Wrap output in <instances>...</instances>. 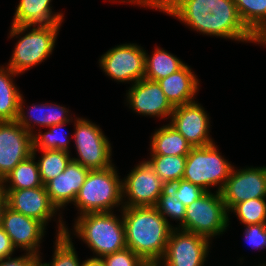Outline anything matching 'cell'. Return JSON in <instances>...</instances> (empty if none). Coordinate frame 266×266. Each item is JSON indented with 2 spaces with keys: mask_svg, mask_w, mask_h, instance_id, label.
<instances>
[{
  "mask_svg": "<svg viewBox=\"0 0 266 266\" xmlns=\"http://www.w3.org/2000/svg\"><path fill=\"white\" fill-rule=\"evenodd\" d=\"M7 207V198L5 194L0 192V227L2 226L3 214Z\"/></svg>",
  "mask_w": 266,
  "mask_h": 266,
  "instance_id": "obj_38",
  "label": "cell"
},
{
  "mask_svg": "<svg viewBox=\"0 0 266 266\" xmlns=\"http://www.w3.org/2000/svg\"><path fill=\"white\" fill-rule=\"evenodd\" d=\"M241 21L256 36L266 27V0H232Z\"/></svg>",
  "mask_w": 266,
  "mask_h": 266,
  "instance_id": "obj_28",
  "label": "cell"
},
{
  "mask_svg": "<svg viewBox=\"0 0 266 266\" xmlns=\"http://www.w3.org/2000/svg\"><path fill=\"white\" fill-rule=\"evenodd\" d=\"M230 219L220 192L210 191L186 206L185 220L178 228L212 242L227 231Z\"/></svg>",
  "mask_w": 266,
  "mask_h": 266,
  "instance_id": "obj_7",
  "label": "cell"
},
{
  "mask_svg": "<svg viewBox=\"0 0 266 266\" xmlns=\"http://www.w3.org/2000/svg\"><path fill=\"white\" fill-rule=\"evenodd\" d=\"M32 134L16 120L0 121V181L32 155Z\"/></svg>",
  "mask_w": 266,
  "mask_h": 266,
  "instance_id": "obj_16",
  "label": "cell"
},
{
  "mask_svg": "<svg viewBox=\"0 0 266 266\" xmlns=\"http://www.w3.org/2000/svg\"><path fill=\"white\" fill-rule=\"evenodd\" d=\"M150 155L187 156L192 146L170 123L157 128L150 137Z\"/></svg>",
  "mask_w": 266,
  "mask_h": 266,
  "instance_id": "obj_22",
  "label": "cell"
},
{
  "mask_svg": "<svg viewBox=\"0 0 266 266\" xmlns=\"http://www.w3.org/2000/svg\"><path fill=\"white\" fill-rule=\"evenodd\" d=\"M38 162L32 154L21 161L1 181V190H18L42 187Z\"/></svg>",
  "mask_w": 266,
  "mask_h": 266,
  "instance_id": "obj_24",
  "label": "cell"
},
{
  "mask_svg": "<svg viewBox=\"0 0 266 266\" xmlns=\"http://www.w3.org/2000/svg\"><path fill=\"white\" fill-rule=\"evenodd\" d=\"M89 171L71 160L64 172L44 185L52 204L61 214L67 205L74 203Z\"/></svg>",
  "mask_w": 266,
  "mask_h": 266,
  "instance_id": "obj_18",
  "label": "cell"
},
{
  "mask_svg": "<svg viewBox=\"0 0 266 266\" xmlns=\"http://www.w3.org/2000/svg\"><path fill=\"white\" fill-rule=\"evenodd\" d=\"M168 187L174 192L176 198L186 207L201 197L206 191L198 185L181 179Z\"/></svg>",
  "mask_w": 266,
  "mask_h": 266,
  "instance_id": "obj_33",
  "label": "cell"
},
{
  "mask_svg": "<svg viewBox=\"0 0 266 266\" xmlns=\"http://www.w3.org/2000/svg\"><path fill=\"white\" fill-rule=\"evenodd\" d=\"M155 9L177 18L199 34L255 44L232 0H109ZM116 1V2H114Z\"/></svg>",
  "mask_w": 266,
  "mask_h": 266,
  "instance_id": "obj_1",
  "label": "cell"
},
{
  "mask_svg": "<svg viewBox=\"0 0 266 266\" xmlns=\"http://www.w3.org/2000/svg\"><path fill=\"white\" fill-rule=\"evenodd\" d=\"M83 266H105L101 259L86 258Z\"/></svg>",
  "mask_w": 266,
  "mask_h": 266,
  "instance_id": "obj_40",
  "label": "cell"
},
{
  "mask_svg": "<svg viewBox=\"0 0 266 266\" xmlns=\"http://www.w3.org/2000/svg\"><path fill=\"white\" fill-rule=\"evenodd\" d=\"M145 53L137 43H125L107 50L98 60L99 67L110 79L134 84L144 78Z\"/></svg>",
  "mask_w": 266,
  "mask_h": 266,
  "instance_id": "obj_9",
  "label": "cell"
},
{
  "mask_svg": "<svg viewBox=\"0 0 266 266\" xmlns=\"http://www.w3.org/2000/svg\"><path fill=\"white\" fill-rule=\"evenodd\" d=\"M39 255L24 252L18 257H5L0 260V266H39Z\"/></svg>",
  "mask_w": 266,
  "mask_h": 266,
  "instance_id": "obj_36",
  "label": "cell"
},
{
  "mask_svg": "<svg viewBox=\"0 0 266 266\" xmlns=\"http://www.w3.org/2000/svg\"><path fill=\"white\" fill-rule=\"evenodd\" d=\"M127 248L147 264H157L163 257L171 226L155 207H123Z\"/></svg>",
  "mask_w": 266,
  "mask_h": 266,
  "instance_id": "obj_2",
  "label": "cell"
},
{
  "mask_svg": "<svg viewBox=\"0 0 266 266\" xmlns=\"http://www.w3.org/2000/svg\"><path fill=\"white\" fill-rule=\"evenodd\" d=\"M149 157L146 160L166 186L183 178L186 156L150 155Z\"/></svg>",
  "mask_w": 266,
  "mask_h": 266,
  "instance_id": "obj_27",
  "label": "cell"
},
{
  "mask_svg": "<svg viewBox=\"0 0 266 266\" xmlns=\"http://www.w3.org/2000/svg\"><path fill=\"white\" fill-rule=\"evenodd\" d=\"M220 194L228 213L241 202L266 198V166L242 169L234 166Z\"/></svg>",
  "mask_w": 266,
  "mask_h": 266,
  "instance_id": "obj_13",
  "label": "cell"
},
{
  "mask_svg": "<svg viewBox=\"0 0 266 266\" xmlns=\"http://www.w3.org/2000/svg\"><path fill=\"white\" fill-rule=\"evenodd\" d=\"M243 237L255 250L266 249V224L246 225Z\"/></svg>",
  "mask_w": 266,
  "mask_h": 266,
  "instance_id": "obj_35",
  "label": "cell"
},
{
  "mask_svg": "<svg viewBox=\"0 0 266 266\" xmlns=\"http://www.w3.org/2000/svg\"><path fill=\"white\" fill-rule=\"evenodd\" d=\"M15 249L39 255L46 227L38 220L27 217L6 207L2 226Z\"/></svg>",
  "mask_w": 266,
  "mask_h": 266,
  "instance_id": "obj_17",
  "label": "cell"
},
{
  "mask_svg": "<svg viewBox=\"0 0 266 266\" xmlns=\"http://www.w3.org/2000/svg\"><path fill=\"white\" fill-rule=\"evenodd\" d=\"M221 155L216 143L192 147L186 156L183 178L206 192L215 187L220 192L234 167Z\"/></svg>",
  "mask_w": 266,
  "mask_h": 266,
  "instance_id": "obj_6",
  "label": "cell"
},
{
  "mask_svg": "<svg viewBox=\"0 0 266 266\" xmlns=\"http://www.w3.org/2000/svg\"><path fill=\"white\" fill-rule=\"evenodd\" d=\"M7 198V206L16 212L27 217L40 221L46 228L51 220L57 219V235L65 234L67 225L63 216L52 204L45 186L18 189V190H1ZM58 213V215H57Z\"/></svg>",
  "mask_w": 266,
  "mask_h": 266,
  "instance_id": "obj_11",
  "label": "cell"
},
{
  "mask_svg": "<svg viewBox=\"0 0 266 266\" xmlns=\"http://www.w3.org/2000/svg\"><path fill=\"white\" fill-rule=\"evenodd\" d=\"M25 99L22 94L19 102V111L16 121L29 133L34 134L36 126L48 128L64 122H74L69 107L56 103H40L25 107ZM29 109V110H27ZM36 125V126H35ZM35 127V128H34Z\"/></svg>",
  "mask_w": 266,
  "mask_h": 266,
  "instance_id": "obj_19",
  "label": "cell"
},
{
  "mask_svg": "<svg viewBox=\"0 0 266 266\" xmlns=\"http://www.w3.org/2000/svg\"><path fill=\"white\" fill-rule=\"evenodd\" d=\"M61 26L62 24L48 26L11 24L8 38L16 37L18 40L6 66L18 75H23L27 70L45 62L54 51Z\"/></svg>",
  "mask_w": 266,
  "mask_h": 266,
  "instance_id": "obj_4",
  "label": "cell"
},
{
  "mask_svg": "<svg viewBox=\"0 0 266 266\" xmlns=\"http://www.w3.org/2000/svg\"><path fill=\"white\" fill-rule=\"evenodd\" d=\"M155 208L171 226L172 223H170L169 219L176 223L179 221L178 225H175L176 228L185 220L186 207L176 198L174 192L168 186L159 196Z\"/></svg>",
  "mask_w": 266,
  "mask_h": 266,
  "instance_id": "obj_32",
  "label": "cell"
},
{
  "mask_svg": "<svg viewBox=\"0 0 266 266\" xmlns=\"http://www.w3.org/2000/svg\"><path fill=\"white\" fill-rule=\"evenodd\" d=\"M54 253L51 262H42V255L39 256V266H83L84 260L80 262L78 253L76 252L73 237L71 235L62 234L55 235Z\"/></svg>",
  "mask_w": 266,
  "mask_h": 266,
  "instance_id": "obj_30",
  "label": "cell"
},
{
  "mask_svg": "<svg viewBox=\"0 0 266 266\" xmlns=\"http://www.w3.org/2000/svg\"><path fill=\"white\" fill-rule=\"evenodd\" d=\"M257 266H266V261L264 262V263H260L259 265H257Z\"/></svg>",
  "mask_w": 266,
  "mask_h": 266,
  "instance_id": "obj_41",
  "label": "cell"
},
{
  "mask_svg": "<svg viewBox=\"0 0 266 266\" xmlns=\"http://www.w3.org/2000/svg\"><path fill=\"white\" fill-rule=\"evenodd\" d=\"M126 90V105L136 114L170 119L174 107L167 100L163 90L157 81L141 79L130 84Z\"/></svg>",
  "mask_w": 266,
  "mask_h": 266,
  "instance_id": "obj_15",
  "label": "cell"
},
{
  "mask_svg": "<svg viewBox=\"0 0 266 266\" xmlns=\"http://www.w3.org/2000/svg\"><path fill=\"white\" fill-rule=\"evenodd\" d=\"M118 212L119 216L114 211L79 215L74 219L73 229L67 226L65 234L83 241L94 255L90 258L101 259L127 247L122 212Z\"/></svg>",
  "mask_w": 266,
  "mask_h": 266,
  "instance_id": "obj_3",
  "label": "cell"
},
{
  "mask_svg": "<svg viewBox=\"0 0 266 266\" xmlns=\"http://www.w3.org/2000/svg\"><path fill=\"white\" fill-rule=\"evenodd\" d=\"M41 152V156L37 158V153ZM32 154L35 159H38L40 178L45 185L55 177L59 176L66 169L69 162L72 160V153L64 150H43L33 149Z\"/></svg>",
  "mask_w": 266,
  "mask_h": 266,
  "instance_id": "obj_26",
  "label": "cell"
},
{
  "mask_svg": "<svg viewBox=\"0 0 266 266\" xmlns=\"http://www.w3.org/2000/svg\"><path fill=\"white\" fill-rule=\"evenodd\" d=\"M168 122L185 137L192 147L215 143L210 135V116L197 99L174 107Z\"/></svg>",
  "mask_w": 266,
  "mask_h": 266,
  "instance_id": "obj_14",
  "label": "cell"
},
{
  "mask_svg": "<svg viewBox=\"0 0 266 266\" xmlns=\"http://www.w3.org/2000/svg\"><path fill=\"white\" fill-rule=\"evenodd\" d=\"M117 166L101 170H90L84 184L73 203L78 216L91 212H110L121 210L122 179Z\"/></svg>",
  "mask_w": 266,
  "mask_h": 266,
  "instance_id": "obj_5",
  "label": "cell"
},
{
  "mask_svg": "<svg viewBox=\"0 0 266 266\" xmlns=\"http://www.w3.org/2000/svg\"><path fill=\"white\" fill-rule=\"evenodd\" d=\"M146 266H157V264H147Z\"/></svg>",
  "mask_w": 266,
  "mask_h": 266,
  "instance_id": "obj_42",
  "label": "cell"
},
{
  "mask_svg": "<svg viewBox=\"0 0 266 266\" xmlns=\"http://www.w3.org/2000/svg\"><path fill=\"white\" fill-rule=\"evenodd\" d=\"M255 44L266 46V27L255 36Z\"/></svg>",
  "mask_w": 266,
  "mask_h": 266,
  "instance_id": "obj_39",
  "label": "cell"
},
{
  "mask_svg": "<svg viewBox=\"0 0 266 266\" xmlns=\"http://www.w3.org/2000/svg\"><path fill=\"white\" fill-rule=\"evenodd\" d=\"M184 63L179 57L169 51L156 46L152 54L145 53L144 78L158 81L181 69Z\"/></svg>",
  "mask_w": 266,
  "mask_h": 266,
  "instance_id": "obj_25",
  "label": "cell"
},
{
  "mask_svg": "<svg viewBox=\"0 0 266 266\" xmlns=\"http://www.w3.org/2000/svg\"><path fill=\"white\" fill-rule=\"evenodd\" d=\"M52 1L53 0H19L11 24L24 26L62 24L65 20L64 14L62 11H53Z\"/></svg>",
  "mask_w": 266,
  "mask_h": 266,
  "instance_id": "obj_21",
  "label": "cell"
},
{
  "mask_svg": "<svg viewBox=\"0 0 266 266\" xmlns=\"http://www.w3.org/2000/svg\"><path fill=\"white\" fill-rule=\"evenodd\" d=\"M15 250L10 237L5 233L4 229L0 227V260L5 257L13 256Z\"/></svg>",
  "mask_w": 266,
  "mask_h": 266,
  "instance_id": "obj_37",
  "label": "cell"
},
{
  "mask_svg": "<svg viewBox=\"0 0 266 266\" xmlns=\"http://www.w3.org/2000/svg\"><path fill=\"white\" fill-rule=\"evenodd\" d=\"M234 213L244 226L251 224H266V198L250 199L236 204L228 213Z\"/></svg>",
  "mask_w": 266,
  "mask_h": 266,
  "instance_id": "obj_31",
  "label": "cell"
},
{
  "mask_svg": "<svg viewBox=\"0 0 266 266\" xmlns=\"http://www.w3.org/2000/svg\"><path fill=\"white\" fill-rule=\"evenodd\" d=\"M72 122H64L61 124H56L51 127H48L47 132L42 133L39 129L34 130L32 135L33 149H43V150H64L71 153L70 142L72 135L66 133L65 125ZM37 131V132H36Z\"/></svg>",
  "mask_w": 266,
  "mask_h": 266,
  "instance_id": "obj_29",
  "label": "cell"
},
{
  "mask_svg": "<svg viewBox=\"0 0 266 266\" xmlns=\"http://www.w3.org/2000/svg\"><path fill=\"white\" fill-rule=\"evenodd\" d=\"M73 124L75 127L72 140H74L77 157H72V160L88 170H101L114 166L113 146L101 127L83 117H75Z\"/></svg>",
  "mask_w": 266,
  "mask_h": 266,
  "instance_id": "obj_8",
  "label": "cell"
},
{
  "mask_svg": "<svg viewBox=\"0 0 266 266\" xmlns=\"http://www.w3.org/2000/svg\"><path fill=\"white\" fill-rule=\"evenodd\" d=\"M173 107L195 101L200 80L187 63L175 73L157 81Z\"/></svg>",
  "mask_w": 266,
  "mask_h": 266,
  "instance_id": "obj_20",
  "label": "cell"
},
{
  "mask_svg": "<svg viewBox=\"0 0 266 266\" xmlns=\"http://www.w3.org/2000/svg\"><path fill=\"white\" fill-rule=\"evenodd\" d=\"M105 266H146L147 263L131 249L124 248L101 258Z\"/></svg>",
  "mask_w": 266,
  "mask_h": 266,
  "instance_id": "obj_34",
  "label": "cell"
},
{
  "mask_svg": "<svg viewBox=\"0 0 266 266\" xmlns=\"http://www.w3.org/2000/svg\"><path fill=\"white\" fill-rule=\"evenodd\" d=\"M212 242L200 235L173 228L157 266H205Z\"/></svg>",
  "mask_w": 266,
  "mask_h": 266,
  "instance_id": "obj_12",
  "label": "cell"
},
{
  "mask_svg": "<svg viewBox=\"0 0 266 266\" xmlns=\"http://www.w3.org/2000/svg\"><path fill=\"white\" fill-rule=\"evenodd\" d=\"M20 76L6 65H0V121H15L18 116L21 90L14 82Z\"/></svg>",
  "mask_w": 266,
  "mask_h": 266,
  "instance_id": "obj_23",
  "label": "cell"
},
{
  "mask_svg": "<svg viewBox=\"0 0 266 266\" xmlns=\"http://www.w3.org/2000/svg\"><path fill=\"white\" fill-rule=\"evenodd\" d=\"M130 171L122 179L123 206L155 207L166 184L146 159L139 161Z\"/></svg>",
  "mask_w": 266,
  "mask_h": 266,
  "instance_id": "obj_10",
  "label": "cell"
}]
</instances>
